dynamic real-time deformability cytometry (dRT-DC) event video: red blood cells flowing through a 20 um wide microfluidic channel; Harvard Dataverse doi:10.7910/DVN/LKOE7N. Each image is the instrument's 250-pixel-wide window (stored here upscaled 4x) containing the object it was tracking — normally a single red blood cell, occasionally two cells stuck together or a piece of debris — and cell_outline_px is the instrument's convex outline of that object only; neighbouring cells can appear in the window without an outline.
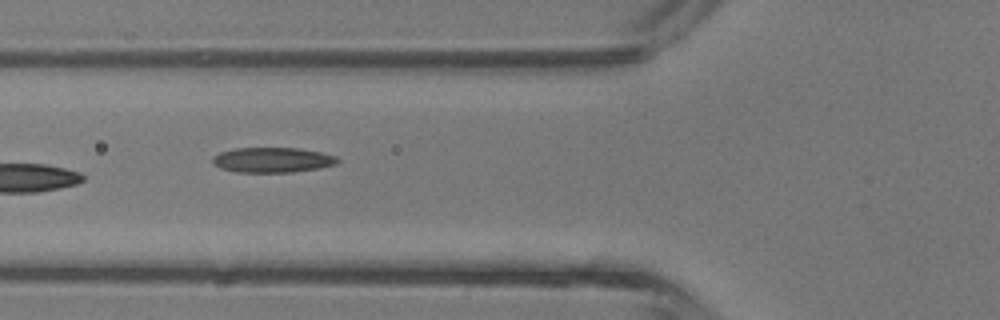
{"species": "common noctule bat (a hibernating species)", "species_latin": "Nyctalus noctula", "temperature_condition": "room temperature", "stored_images_in_passage": 4, "camera_frame_rate_fps": 3000, "um_per_image_px": 0.085, "animal": {"sex": "male", "body_mass_g": 13.3}, "frame": {"image": 1, "passage_image": 4, "time_ms": 1.0, "image_size_px": [1000, 320], "cell_outline_px": [[340, 160], [336, 164], [320, 168], [292, 172], [236, 172], [212, 164], [212, 160], [220, 152], [236, 148], [300, 148], [320, 152], [336, 156]], "centroid_in_image_um": [23.2, 13.59], "position_along_channel_um": 102.6, "area_um2": 18.15}}